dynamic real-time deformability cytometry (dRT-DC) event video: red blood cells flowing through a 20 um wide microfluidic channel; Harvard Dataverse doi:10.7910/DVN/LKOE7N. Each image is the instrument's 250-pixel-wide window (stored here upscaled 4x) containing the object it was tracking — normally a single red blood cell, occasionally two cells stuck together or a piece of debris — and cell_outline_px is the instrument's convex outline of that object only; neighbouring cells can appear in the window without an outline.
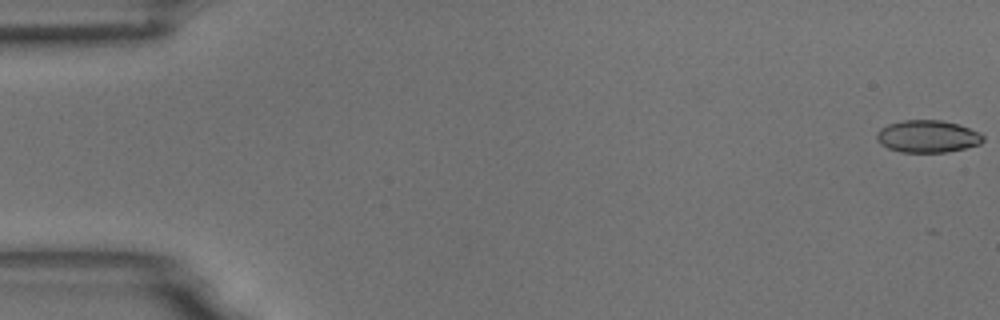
{"species": "common noctule bat (a hibernating species)", "species_latin": "Nyctalus noctula", "temperature_condition": "room temperature", "stored_images_in_passage": 6, "camera_frame_rate_fps": 3000, "um_per_image_px": 0.085, "animal": {"sex": "male", "body_mass_g": 18.8}, "frame": {"image": 1, "passage_image": 1, "time_ms": 0.0, "image_size_px": [1000, 320], "cell_outline_px": [[984, 140], [980, 144], [948, 152], [900, 152], [888, 148], [880, 144], [876, 140], [876, 132], [880, 128], [888, 124], [904, 120], [940, 120], [960, 124], [980, 132], [984, 136]], "centroid_in_image_um": [78.84, 11.59], "position_along_channel_um": 6.2, "area_um2": 20.23}}
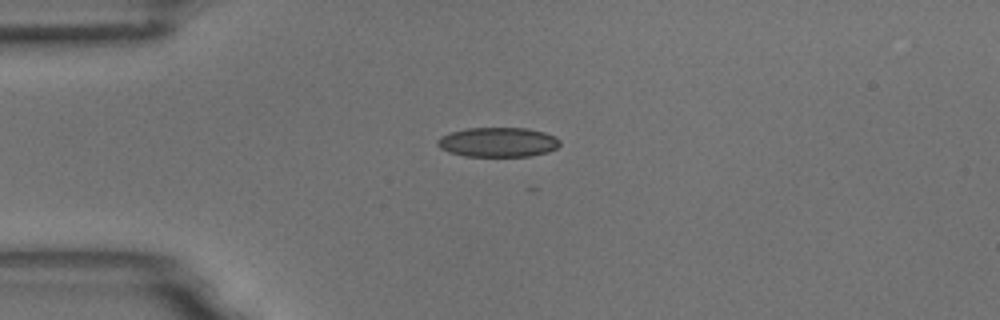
{"frame": {"image": 2, "passage_image": 5, "time_ms": 1.333, "image_size_px": [1000, 320], "cell_outline_px": [[560, 144], [556, 148], [548, 152], [528, 156], [464, 156], [448, 152], [440, 148], [436, 144], [436, 140], [440, 136], [452, 132], [468, 128], [528, 128], [544, 132], [556, 136], [560, 140]], "centroid_in_image_um": [42.32, 12.08], "position_along_channel_um": 42.7, "area_um2": 21.21}}